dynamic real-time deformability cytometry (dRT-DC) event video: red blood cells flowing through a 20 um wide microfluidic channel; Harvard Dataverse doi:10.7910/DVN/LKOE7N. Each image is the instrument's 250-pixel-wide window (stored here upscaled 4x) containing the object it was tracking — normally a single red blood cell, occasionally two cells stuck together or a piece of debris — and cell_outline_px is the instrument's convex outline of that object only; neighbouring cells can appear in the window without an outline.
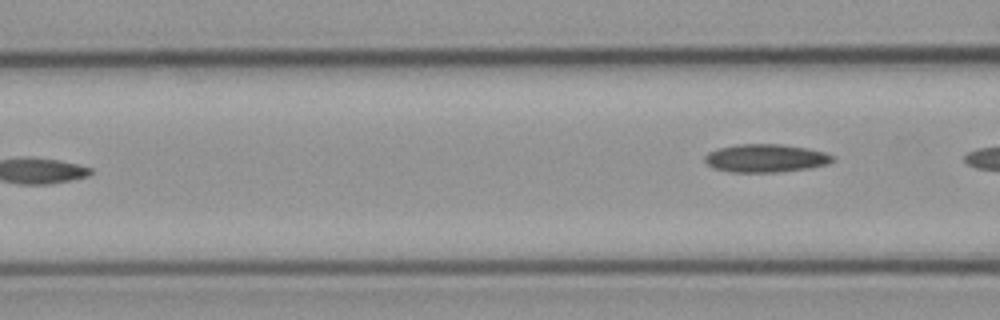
{"species": "common noctule bat (a hibernating species)", "species_latin": "Nyctalus noctula", "temperature_condition": "cold", "stored_images_in_passage": 6, "camera_frame_rate_fps": 3000, "um_per_image_px": 0.085, "animal": {"sex": "male", "body_mass_g": 23.1, "forearm_length_mm": 52.7}, "frame": {"image": 1, "passage_image": 6, "time_ms": 7.0, "image_size_px": [1000, 320], "cell_outline_px": [[836, 160], [828, 164], [808, 168], [776, 172], [732, 172], [716, 168], [708, 164], [704, 160], [704, 156], [708, 152], [720, 148], [740, 144], [780, 144], [808, 148], [824, 152], [836, 156]], "centroid_in_image_um": [65.14, 13.44], "position_along_channel_um": 101.5, "area_um2": 20.87}}